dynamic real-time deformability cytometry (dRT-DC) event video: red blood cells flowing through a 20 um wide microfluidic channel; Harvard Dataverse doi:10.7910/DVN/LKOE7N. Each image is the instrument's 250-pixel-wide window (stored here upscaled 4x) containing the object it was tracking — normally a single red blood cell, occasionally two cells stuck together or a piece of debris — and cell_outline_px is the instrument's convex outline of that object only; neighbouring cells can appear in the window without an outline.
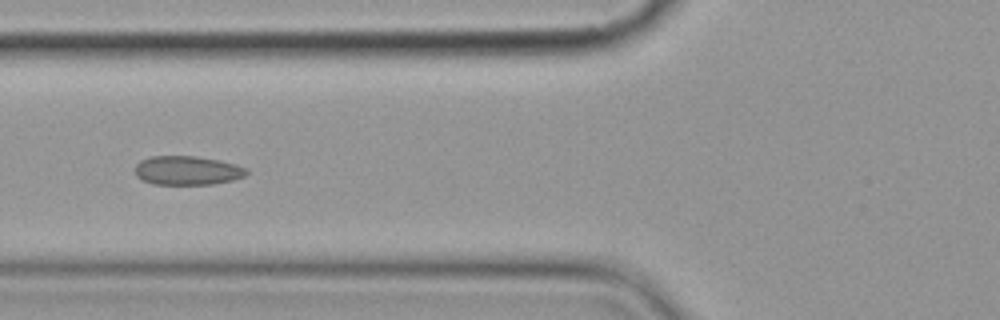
{"species": "common noctule bat (a hibernating species)", "species_latin": "Nyctalus noctula", "temperature_condition": "cold", "stored_images_in_passage": 13, "camera_frame_rate_fps": 3000, "um_per_image_px": 0.085, "animal": {"sex": "female", "body_mass_g": 19.9}, "frame": {"image": 1, "passage_image": 4, "time_ms": 4.667, "image_size_px": [1000, 320], "cell_outline_px": [[248, 172], [244, 176], [232, 180], [212, 184], [152, 184], [136, 176], [136, 164], [140, 160], [152, 156], [196, 156], [220, 160], [236, 164], [248, 168]], "centroid_in_image_um": [15.94, 14.48], "position_along_channel_um": 109.9, "area_um2": 18.84}}
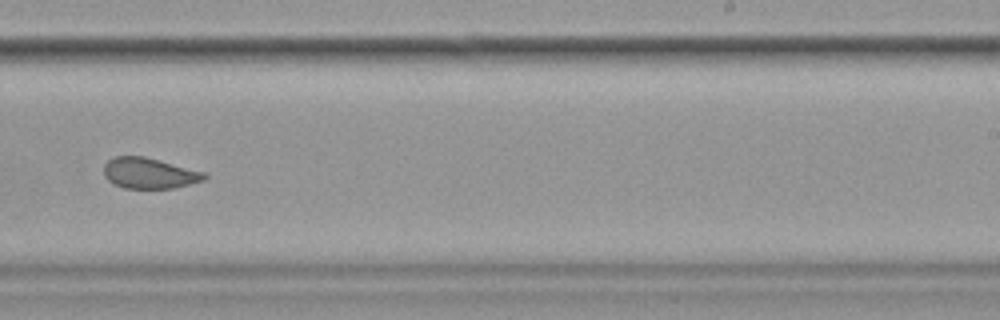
{"frame": {"image": 2, "passage_image": 8, "time_ms": 9.333, "image_size_px": [1000, 320], "cell_outline_px": [[208, 176], [204, 180], [172, 188], [124, 188], [108, 180], [104, 176], [104, 164], [108, 160], [116, 156], [144, 156], [204, 172]], "centroid_in_image_um": [12.67, 14.71], "position_along_channel_um": 276.3, "area_um2": 17.8}}
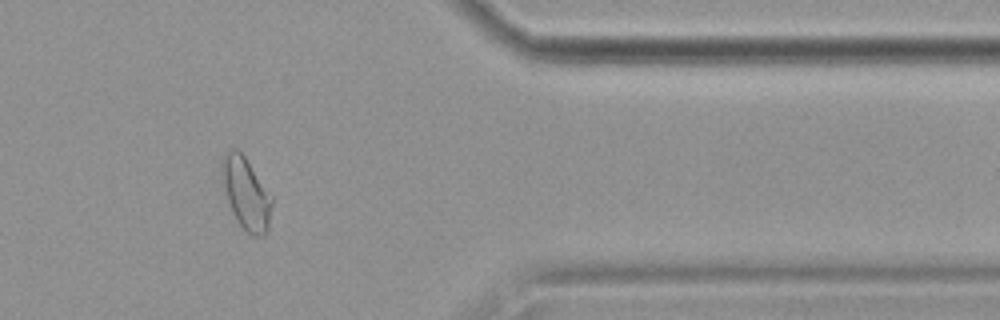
{"frame": {"image": 3, "passage_image": 11, "time_ms": 13.0, "image_size_px": [1000, 320], "cell_outline_px": [[272, 204], [268, 228], [264, 236], [252, 236], [236, 220], [232, 212], [228, 200], [220, 168], [220, 164], [228, 148], [236, 148], [244, 156], [272, 196]], "centroid_in_image_um": [20.91, 16.44], "position_along_channel_um": 390.5, "area_um2": 20.63}, "authors_computed_cell_mechanics": {"area_um2": 19.2474, "velocity_mm_per_s": 3.5815, "shape_relaxation_time_tau1_ms": 11.3454, "shape_relaxation_time_tau2_ms": 1.3349, "deformation_change_tau1": 0.1576, "deformation_change_tau2": 0.0339}}